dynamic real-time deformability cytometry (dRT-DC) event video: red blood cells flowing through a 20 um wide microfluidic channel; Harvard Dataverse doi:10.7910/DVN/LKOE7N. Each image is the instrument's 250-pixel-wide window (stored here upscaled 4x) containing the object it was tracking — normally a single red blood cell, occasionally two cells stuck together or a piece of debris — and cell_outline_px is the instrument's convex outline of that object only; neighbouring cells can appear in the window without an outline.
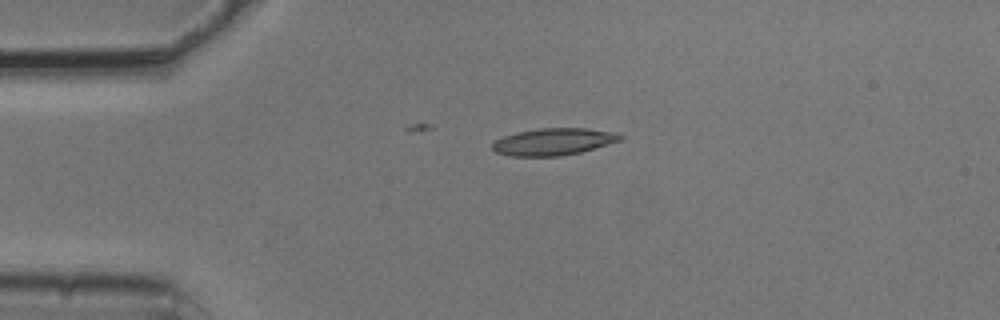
{"species": "common noctule bat (a hibernating species)", "species_latin": "Nyctalus noctula", "temperature_condition": "cold", "stored_images_in_passage": 2, "camera_frame_rate_fps": 3000, "um_per_image_px": 0.085, "animal": {"sex": "male", "body_mass_g": 20.5, "forearm_length_mm": 52.5}, "frame": {"image": 1, "passage_image": 1, "time_ms": 0.0, "image_size_px": [1000, 320], "cell_outline_px": [[624, 136], [620, 140], [580, 152], [560, 156], [512, 156], [496, 152], [492, 148], [492, 144], [496, 140], [504, 136], [516, 132], [540, 128], [584, 128], [620, 132]], "centroid_in_image_um": [47.06, 12.03], "position_along_channel_um": 37.9, "area_um2": 20.06}}